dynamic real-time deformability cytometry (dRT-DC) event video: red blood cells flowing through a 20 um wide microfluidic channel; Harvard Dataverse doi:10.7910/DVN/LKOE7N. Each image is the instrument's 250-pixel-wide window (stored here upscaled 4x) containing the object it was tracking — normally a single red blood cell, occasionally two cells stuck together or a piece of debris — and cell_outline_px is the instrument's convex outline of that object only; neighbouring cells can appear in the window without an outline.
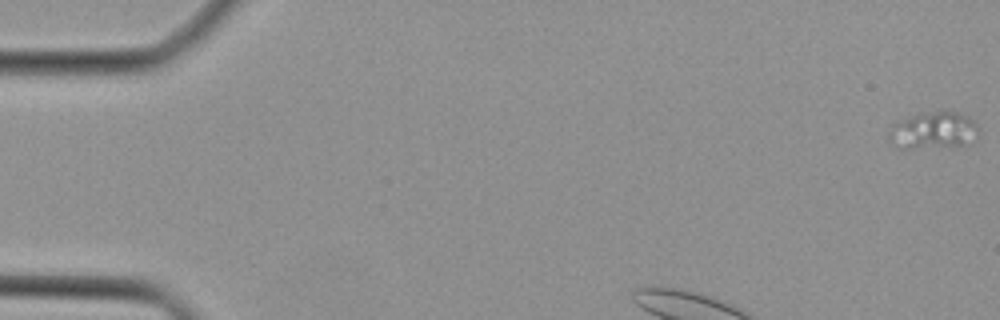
{"species": "Egyptian fruit bat (a non-hibernating species)", "species_latin": "Rousettus aegyptiacus", "temperature_condition": "cold", "stored_images_in_passage": 40, "segment_of_instrument_passage": [1, 2], "camera_frame_rate_fps": 3000, "um_per_image_px": 0.085, "animal": {"sex": "female"}, "frame": {"image": 1, "passage_image": 1, "time_ms": 0.0, "image_size_px": [1000, 320], "cell_outline_px": [[976, 140], [972, 144], [912, 148], [896, 148], [888, 140], [888, 136], [892, 124], [900, 120], [912, 116], [936, 112], [956, 112], [968, 116], [976, 124]], "centroid_in_image_um": [79.32, 11.11], "position_along_channel_um": 5.7, "area_um2": 19.02}}
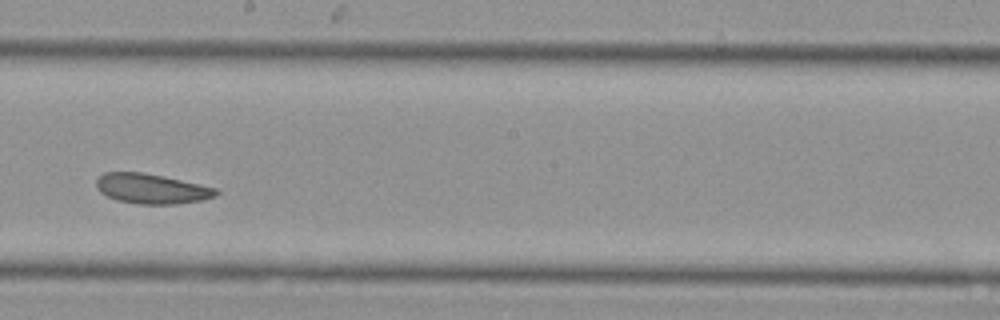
{"frame": {"image": 2, "passage_image": 20, "time_ms": 6.333, "image_size_px": [1000, 320], "cell_outline_px": [[220, 192], [216, 196], [204, 200], [176, 204], [140, 204], [116, 200], [100, 192], [96, 188], [96, 180], [104, 172], [144, 172], [200, 184], [216, 188]], "centroid_in_image_um": [12.9, 16.04], "position_along_channel_um": 235.3, "area_um2": 20.98}}
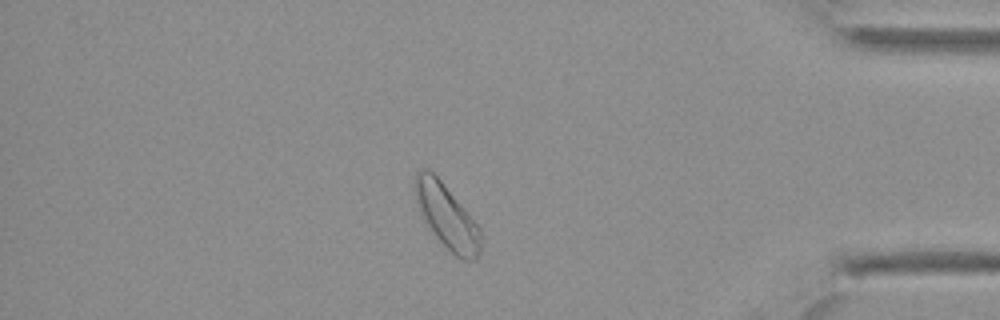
{"frame": {"image": 3, "passage_image": 33, "time_ms": 10.667, "image_size_px": [1000, 320], "cell_outline_px": [[480, 252], [476, 260], [464, 260], [456, 256], [436, 236], [428, 224], [416, 200], [412, 188], [412, 180], [416, 172], [420, 168], [428, 168], [440, 180], [464, 208], [480, 228]], "centroid_in_image_um": [37.95, 18.34], "position_along_channel_um": 397.2, "area_um2": 24.04}}